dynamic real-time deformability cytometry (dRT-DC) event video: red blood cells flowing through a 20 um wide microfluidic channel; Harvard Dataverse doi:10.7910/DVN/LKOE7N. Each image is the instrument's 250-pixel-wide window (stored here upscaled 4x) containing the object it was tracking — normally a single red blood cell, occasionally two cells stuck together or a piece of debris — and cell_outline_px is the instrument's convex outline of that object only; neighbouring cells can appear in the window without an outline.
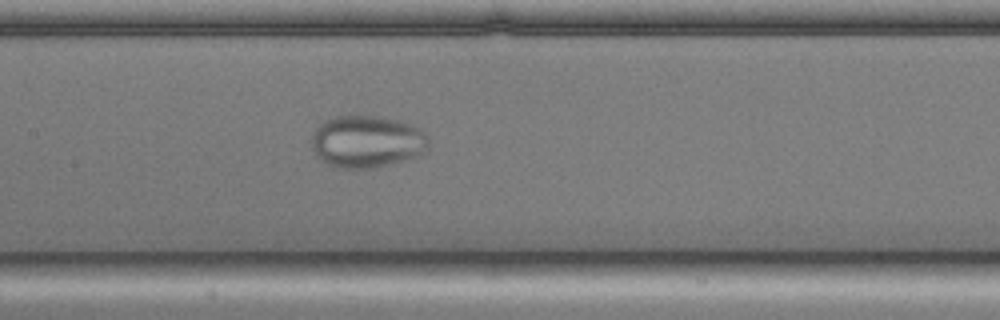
{"species": "common noctule bat (a hibernating species)", "species_latin": "Nyctalus noctula", "temperature_condition": "cold", "stored_images_in_passage": 55, "camera_frame_rate_fps": 3000, "um_per_image_px": 0.085, "animal": {"sex": "male", "body_mass_g": 17.9, "forearm_length_mm": 54.2}, "frame": {"image": 1, "passage_image": 25, "time_ms": 8.0, "image_size_px": [1000, 320], "cell_outline_px": [[428, 148], [420, 156], [392, 164], [376, 168], [336, 168], [320, 160], [312, 148], [308, 140], [312, 132], [324, 120], [336, 116], [380, 116], [412, 124], [420, 128], [428, 136]], "centroid_in_image_um": [31.17, 12.04], "position_along_channel_um": 176.2, "area_um2": 36.3}}
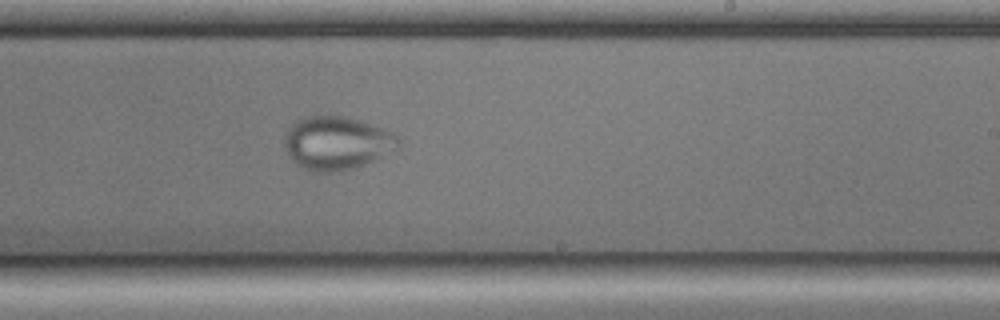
{"frame": {"image": 2, "passage_image": 32, "time_ms": 10.333, "image_size_px": [1000, 320], "cell_outline_px": [[400, 148], [356, 168], [340, 172], [312, 172], [296, 164], [292, 160], [284, 144], [284, 136], [292, 124], [304, 116], [344, 116], [360, 120], [372, 124], [392, 132], [400, 140]], "centroid_in_image_um": [28.64, 12.17], "position_along_channel_um": 260.4, "area_um2": 35.55}}
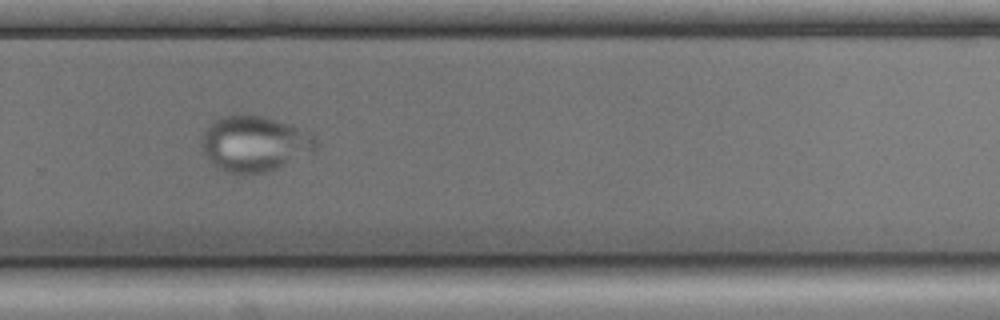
{"frame": {"image": 3, "passage_image": 36, "time_ms": 11.667, "image_size_px": [1000, 320], "cell_outline_px": [[320, 144], [312, 152], [268, 172], [228, 172], [212, 164], [208, 160], [200, 148], [200, 136], [208, 124], [224, 116], [260, 116], [308, 132]], "centroid_in_image_um": [21.56, 12.23], "position_along_channel_um": 308.2, "area_um2": 36.24}}